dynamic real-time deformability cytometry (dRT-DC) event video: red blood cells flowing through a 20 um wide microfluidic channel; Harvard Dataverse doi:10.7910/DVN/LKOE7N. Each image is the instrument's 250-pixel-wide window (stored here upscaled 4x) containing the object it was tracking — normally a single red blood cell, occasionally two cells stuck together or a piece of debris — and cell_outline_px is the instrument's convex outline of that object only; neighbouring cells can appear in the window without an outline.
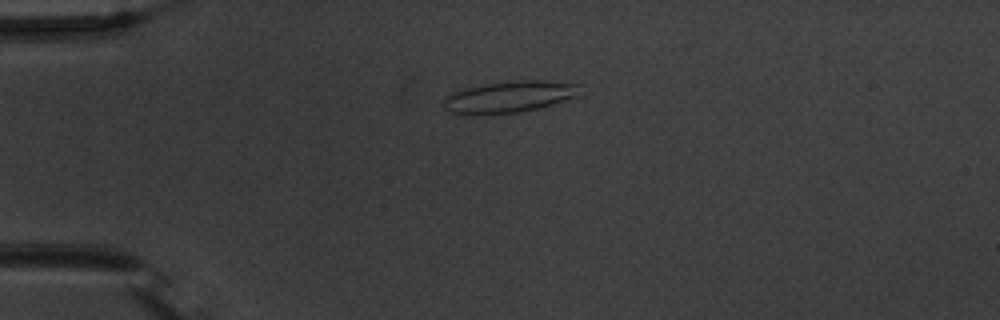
{"species": "common noctule bat (a hibernating species)", "species_latin": "Nyctalus noctula", "temperature_condition": "warm", "stored_images_in_passage": 54, "camera_frame_rate_fps": 3000, "um_per_image_px": 0.085, "animal": {"sex": "male", "body_mass_g": 20.1, "forearm_length_mm": 53.5}, "frame": {"image": 1, "passage_image": 14, "time_ms": 4.333, "image_size_px": [1000, 320], "cell_outline_px": [[580, 96], [552, 104], [536, 108], [516, 112], [468, 116], [452, 112], [444, 108], [444, 100], [452, 92], [464, 88], [484, 84], [516, 80], [548, 80], [580, 84]], "centroid_in_image_um": [43.31, 8.22], "position_along_channel_um": 41.7, "area_um2": 25.26}}
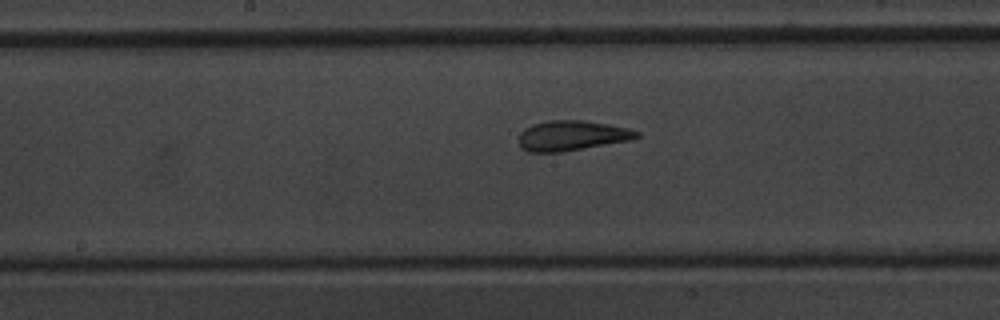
{"frame": {"image": 2, "passage_image": 29, "time_ms": 9.333, "image_size_px": [1000, 320], "cell_outline_px": [[640, 136], [628, 140], [560, 152], [528, 152], [520, 148], [520, 132], [524, 128], [532, 124], [548, 120], [584, 120], [608, 124], [628, 128], [640, 132]], "centroid_in_image_um": [48.57, 11.51], "position_along_channel_um": 199.6, "area_um2": 20.52}}
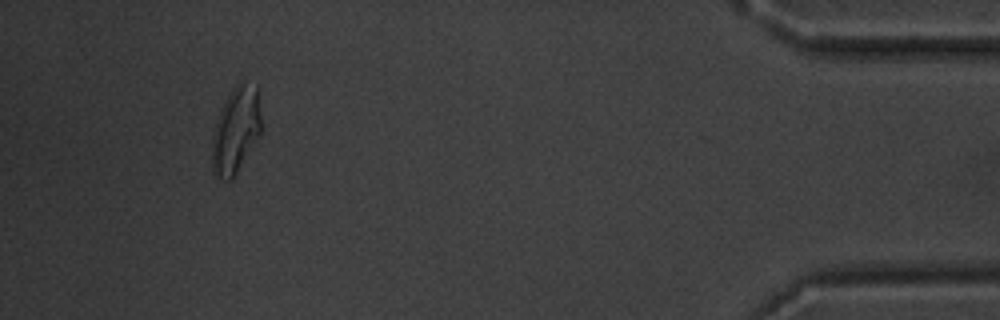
{"frame": {"image": 3, "passage_image": 51, "time_ms": 16.667, "image_size_px": [1000, 320], "cell_outline_px": [[260, 136], [232, 180], [224, 180], [212, 172], [212, 140], [216, 120], [224, 100], [232, 88], [240, 80], [244, 80], [256, 84], [260, 116]], "centroid_in_image_um": [20.04, 11.04], "position_along_channel_um": 415.2, "area_um2": 24.91}, "authors_computed_cell_mechanics": {"area_um2": 21.5883, "velocity_mm_per_s": 3.7647, "shape_relaxation_time_tau1_ms": 6.638, "shape_relaxation_time_tau2_ms": 1.5599, "deformation_change_tau1": 0.1863, "deformation_change_tau2": 0.106}}